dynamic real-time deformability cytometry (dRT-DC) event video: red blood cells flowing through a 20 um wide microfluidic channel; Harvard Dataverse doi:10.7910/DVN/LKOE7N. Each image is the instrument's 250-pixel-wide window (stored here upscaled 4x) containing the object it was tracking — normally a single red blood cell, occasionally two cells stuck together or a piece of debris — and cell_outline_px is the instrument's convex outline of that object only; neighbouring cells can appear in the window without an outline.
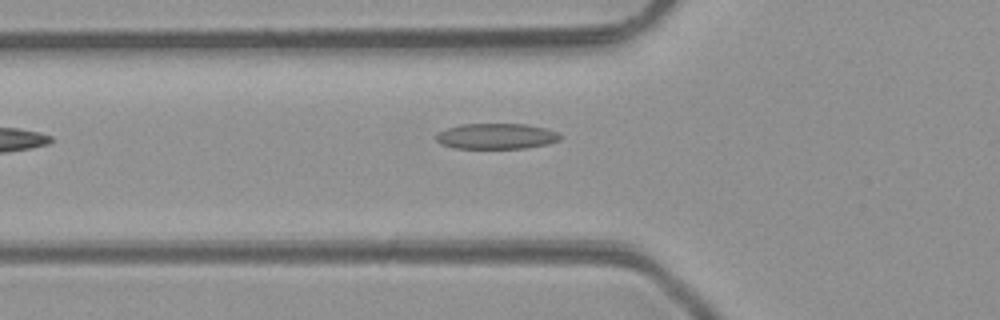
{"species": "common noctule bat (a hibernating species)", "species_latin": "Nyctalus noctula", "temperature_condition": "room temperature", "stored_images_in_passage": 5, "camera_frame_rate_fps": 3000, "um_per_image_px": 0.085, "animal": {"sex": "male", "body_mass_g": 23.1, "forearm_length_mm": 52.7}, "frame": {"image": 1, "passage_image": 5, "time_ms": 4.667, "image_size_px": [1000, 320], "cell_outline_px": [[560, 140], [548, 144], [524, 148], [452, 148], [440, 144], [436, 140], [436, 136], [440, 132], [448, 128], [460, 124], [524, 124], [548, 128], [556, 132], [560, 136]], "centroid_in_image_um": [42.19, 11.58], "position_along_channel_um": 83.6, "area_um2": 18.5}}